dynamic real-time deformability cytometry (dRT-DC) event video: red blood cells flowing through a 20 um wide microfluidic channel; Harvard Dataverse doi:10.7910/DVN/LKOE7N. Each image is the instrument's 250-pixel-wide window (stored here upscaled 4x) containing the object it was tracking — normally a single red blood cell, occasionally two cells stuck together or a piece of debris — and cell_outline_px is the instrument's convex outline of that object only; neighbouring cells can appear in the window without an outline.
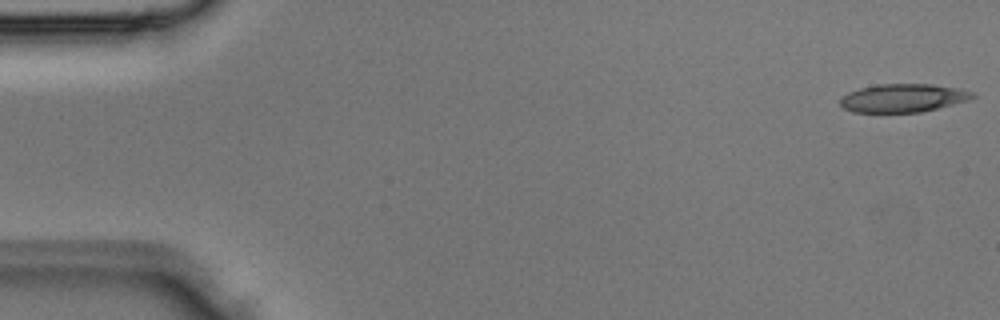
{"species": "Egyptian fruit bat (a non-hibernating species)", "species_latin": "Rousettus aegyptiacus", "temperature_condition": "room temperature", "stored_images_in_passage": 4, "camera_frame_rate_fps": 3000, "um_per_image_px": 0.085, "animal": {"sex": "male"}, "frame": {"image": 1, "passage_image": 1, "time_ms": 0.0, "image_size_px": [1000, 320], "cell_outline_px": [[976, 96], [952, 104], [920, 112], [852, 112], [844, 108], [840, 104], [840, 96], [848, 92], [860, 88], [876, 84], [932, 84], [960, 88], [972, 92]], "centroid_in_image_um": [76.7, 8.32], "position_along_channel_um": 8.3, "area_um2": 21.68}}